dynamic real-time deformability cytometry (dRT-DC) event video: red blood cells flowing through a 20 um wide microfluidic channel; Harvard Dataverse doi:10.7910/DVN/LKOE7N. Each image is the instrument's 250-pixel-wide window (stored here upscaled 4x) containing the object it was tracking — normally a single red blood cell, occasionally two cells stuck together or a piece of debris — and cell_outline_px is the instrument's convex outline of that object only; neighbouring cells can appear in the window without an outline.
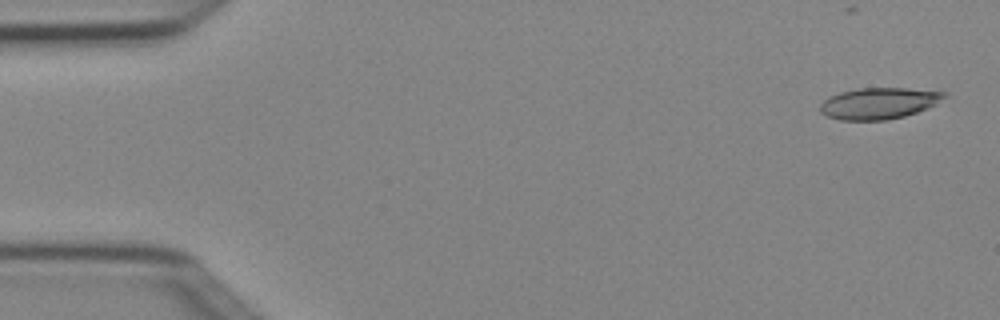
{"species": "Egyptian fruit bat (a non-hibernating species)", "species_latin": "Rousettus aegyptiacus", "temperature_condition": "cold", "stored_images_in_passage": 5, "camera_frame_rate_fps": 3000, "um_per_image_px": 0.085, "animal": {"sex": "female"}, "frame": {"image": 1, "passage_image": 1, "time_ms": 0.0, "image_size_px": [1000, 320], "cell_outline_px": [[948, 96], [936, 104], [928, 108], [904, 116], [888, 120], [840, 120], [828, 116], [820, 112], [820, 104], [828, 96], [840, 92], [860, 88], [908, 88], [948, 92]], "centroid_in_image_um": [74.73, 8.77], "position_along_channel_um": 10.3, "area_um2": 22.83}}
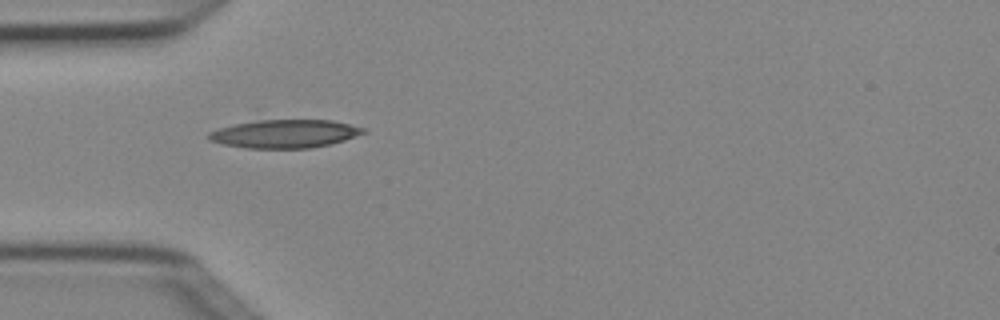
{"frame": {"image": 2, "passage_image": 4, "time_ms": 1.0, "image_size_px": [1000, 320], "cell_outline_px": [[368, 132], [332, 144], [308, 148], [248, 148], [224, 144], [208, 140], [208, 132], [256, 108], [332, 120], [364, 128]], "centroid_in_image_um": [23.96, 11.13], "position_along_channel_um": 61.0, "area_um2": 30.46}}
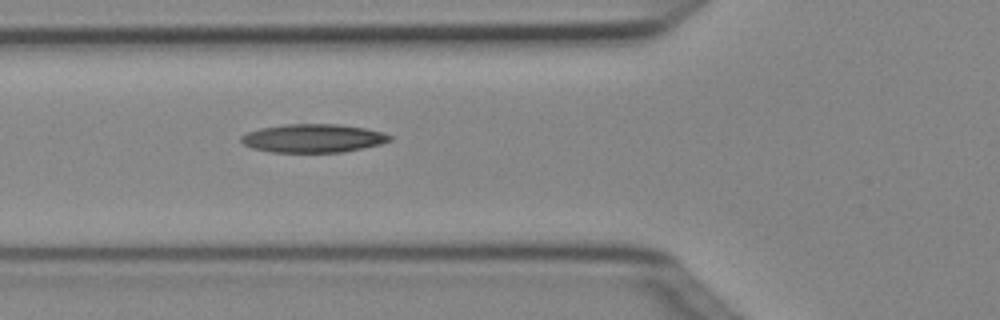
{"frame": {"image": 3, "passage_image": 5, "time_ms": 1.333, "image_size_px": [1000, 320], "cell_outline_px": [[392, 140], [380, 144], [340, 152], [272, 152], [252, 148], [244, 144], [240, 140], [240, 136], [248, 132], [260, 128], [284, 124], [340, 124], [364, 128], [384, 132], [392, 136]], "centroid_in_image_um": [26.6, 11.74], "position_along_channel_um": 99.2, "area_um2": 24.57}}